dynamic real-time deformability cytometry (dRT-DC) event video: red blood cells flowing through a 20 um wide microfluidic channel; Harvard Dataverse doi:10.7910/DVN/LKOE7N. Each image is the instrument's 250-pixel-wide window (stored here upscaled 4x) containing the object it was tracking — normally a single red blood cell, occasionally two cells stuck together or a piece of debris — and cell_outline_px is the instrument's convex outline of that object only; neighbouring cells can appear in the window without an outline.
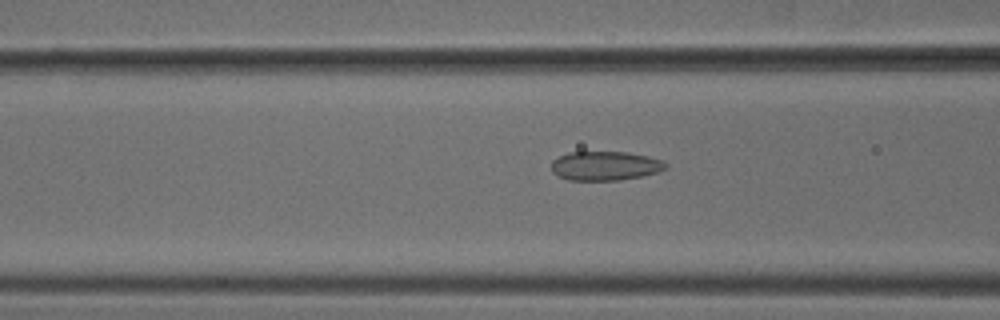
{"species": "common noctule bat (a hibernating species)", "species_latin": "Nyctalus noctula", "temperature_condition": "cold", "stored_images_in_passage": 49, "camera_frame_rate_fps": 3000, "um_per_image_px": 0.085, "animal": {"sex": "male", "body_mass_g": 18.8}, "frame": {"image": 1, "passage_image": 18, "time_ms": 5.667, "image_size_px": [1000, 320], "cell_outline_px": [[668, 168], [656, 172], [640, 176], [620, 180], [568, 180], [556, 176], [552, 172], [552, 160], [568, 152], [628, 152], [648, 156], [664, 160], [668, 164]], "centroid_in_image_um": [51.44, 14.09], "position_along_channel_um": 115.2, "area_um2": 19.54}}
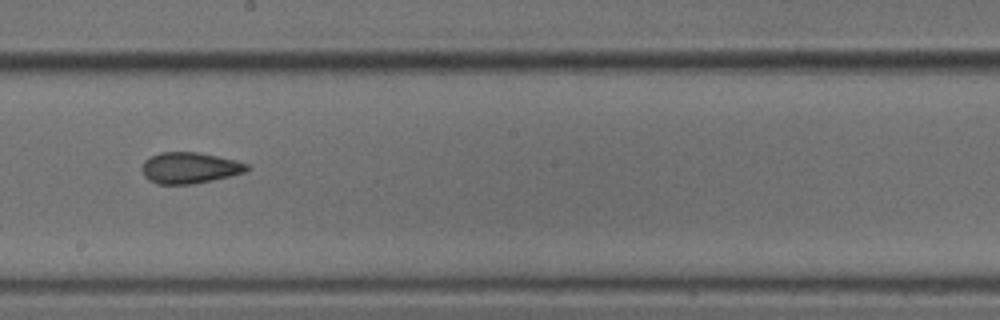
{"frame": {"image": 2, "passage_image": 27, "time_ms": 8.667, "image_size_px": [1000, 320], "cell_outline_px": [[252, 168], [244, 172], [212, 180], [192, 184], [156, 184], [148, 180], [144, 176], [140, 168], [144, 160], [160, 152], [196, 152], [236, 160], [248, 164]], "centroid_in_image_um": [16.09, 14.27], "position_along_channel_um": 232.1, "area_um2": 19.07}}
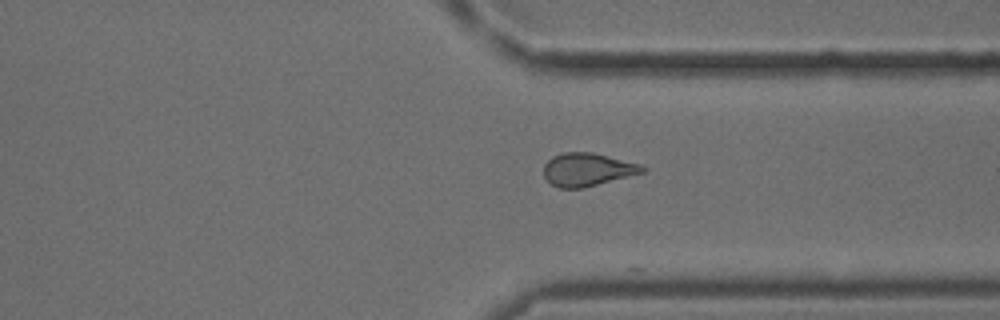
{"frame": {"image": 3, "passage_image": 37, "time_ms": 12.0, "image_size_px": [1000, 320], "cell_outline_px": [[648, 168], [644, 172], [584, 188], [560, 188], [552, 184], [544, 176], [544, 164], [552, 156], [564, 152], [592, 152], [640, 164]], "centroid_in_image_um": [49.93, 14.41], "position_along_channel_um": 361.5, "area_um2": 18.96}, "authors_computed_cell_mechanics": {"area_um2": 19.1896, "velocity_mm_per_s": 3.8894, "shape_relaxation_time_tau1_ms": null, "shape_relaxation_time_tau2_ms": 2.1916, "deformation_change_tau1": null, "deformation_change_tau2": 0.1031}}